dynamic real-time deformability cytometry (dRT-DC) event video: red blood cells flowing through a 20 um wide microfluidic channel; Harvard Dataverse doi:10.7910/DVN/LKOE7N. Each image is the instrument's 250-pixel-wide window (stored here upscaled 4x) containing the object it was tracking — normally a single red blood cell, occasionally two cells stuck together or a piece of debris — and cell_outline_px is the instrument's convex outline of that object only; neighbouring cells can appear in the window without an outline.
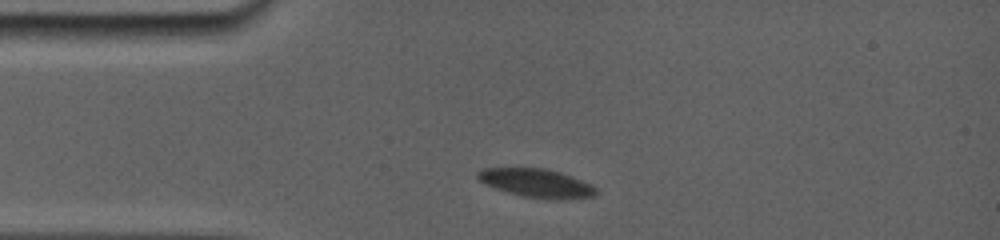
{"species": "common noctule bat (a hibernating species)", "species_latin": "Nyctalus noctula", "temperature_condition": "room temperature", "stored_images_in_passage": 23, "camera_frame_rate_fps": 5000, "um_per_image_px": 0.085, "animal": {"sex": "female", "body_mass_g": 19.0, "forearm_length_mm": 56.7}, "frame": {"image": 1, "passage_image": 3, "time_ms": 1.2, "image_size_px": [1000, 240], "cell_outline_px": [[600, 192], [596, 196], [568, 200], [548, 200], [520, 196], [484, 184], [476, 180], [476, 172], [484, 168], [544, 168], [560, 172], [592, 184]], "centroid_in_image_um": [45.63, 15.59], "position_along_channel_um": 39.4, "area_um2": 20.23}}
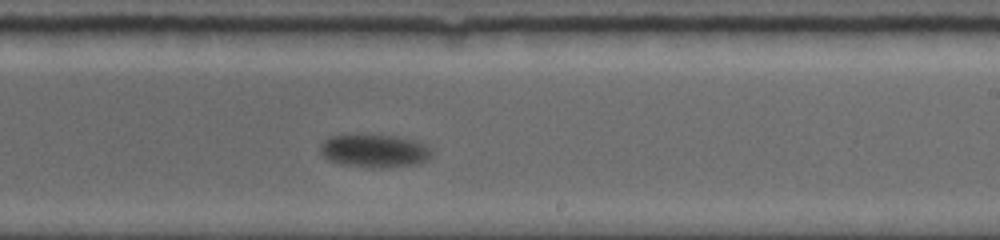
{"frame": {"image": 2, "passage_image": 14, "time_ms": 8.0, "image_size_px": [1000, 240], "cell_outline_px": [[432, 160], [420, 164], [380, 168], [344, 164], [328, 160], [320, 152], [320, 144], [324, 140], [332, 136], [392, 136], [412, 140], [428, 144], [432, 152]], "centroid_in_image_um": [31.91, 12.85], "position_along_channel_um": 257.1, "area_um2": 21.27}}
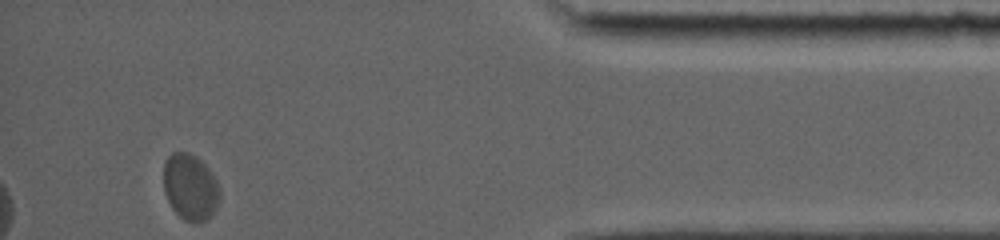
{"frame": {"image": 3, "passage_image": 23, "time_ms": 13.6, "image_size_px": [1000, 240], "cell_outline_px": [[220, 200], [212, 216], [208, 220], [200, 224], [196, 224], [184, 220], [172, 208], [168, 200], [164, 188], [164, 164], [168, 156], [172, 152], [188, 152], [200, 160], [208, 168], [216, 180], [220, 188]], "centroid_in_image_um": [16.2, 15.95], "position_along_channel_um": 419.0, "area_um2": 21.91}, "authors_computed_cell_mechanics": {"area_um2": 21.0392, "velocity_mm_per_s": 3.5207, "shape_relaxation_time_tau1_ms": 0.6956, "shape_relaxation_time_tau2_ms": null, "deformation_change_tau1": 0.0482, "deformation_change_tau2": null}}